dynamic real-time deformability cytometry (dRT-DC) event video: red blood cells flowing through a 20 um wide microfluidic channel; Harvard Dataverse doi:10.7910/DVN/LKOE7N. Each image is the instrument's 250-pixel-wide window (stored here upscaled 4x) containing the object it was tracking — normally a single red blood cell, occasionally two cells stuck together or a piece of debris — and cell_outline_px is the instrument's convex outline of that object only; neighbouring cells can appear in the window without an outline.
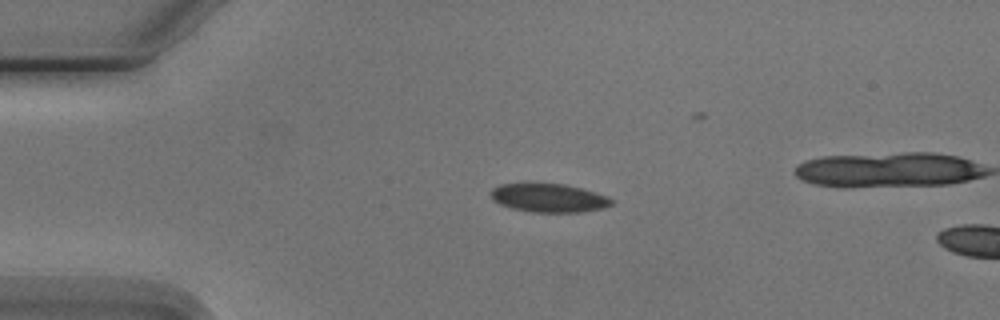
{"species": "Egyptian fruit bat (a non-hibernating species)", "species_latin": "Rousettus aegyptiacus", "temperature_condition": "cold", "stored_images_in_passage": 4, "camera_frame_rate_fps": 3000, "um_per_image_px": 0.085, "animal": {"sex": "male"}, "frame": {"image": 1, "passage_image": 2, "time_ms": 1.333, "image_size_px": [1000, 320], "cell_outline_px": [[612, 204], [604, 208], [580, 212], [532, 212], [512, 208], [500, 204], [492, 200], [492, 188], [500, 184], [564, 184], [580, 188], [604, 196], [612, 200]], "centroid_in_image_um": [46.61, 16.83], "position_along_channel_um": 38.4, "area_um2": 19.65}}